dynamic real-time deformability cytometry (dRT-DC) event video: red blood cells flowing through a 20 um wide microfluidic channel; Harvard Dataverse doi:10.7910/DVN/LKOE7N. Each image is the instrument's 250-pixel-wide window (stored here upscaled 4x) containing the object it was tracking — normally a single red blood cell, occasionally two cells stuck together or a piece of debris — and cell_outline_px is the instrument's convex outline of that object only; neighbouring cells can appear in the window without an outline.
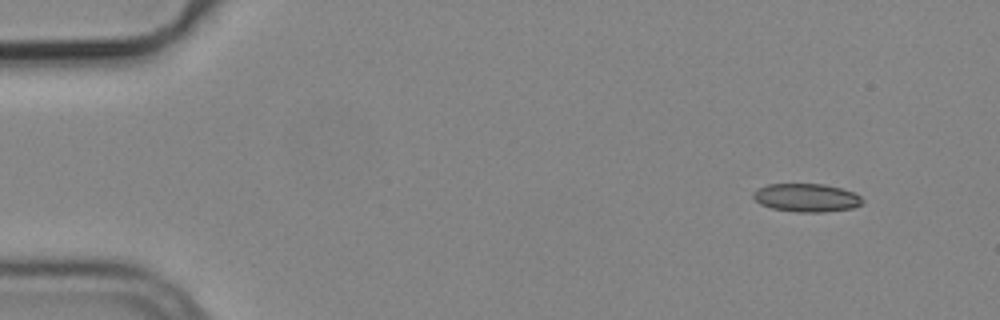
{"species": "common noctule bat (a hibernating species)", "species_latin": "Nyctalus noctula", "temperature_condition": "cold", "stored_images_in_passage": 4, "camera_frame_rate_fps": 3000, "um_per_image_px": 0.085, "animal": {"sex": "male", "body_mass_g": 19.2, "forearm_length_mm": 51.8}, "frame": {"image": 1, "passage_image": 1, "time_ms": 0.0, "image_size_px": [1000, 320], "cell_outline_px": [[864, 200], [860, 204], [852, 208], [820, 212], [796, 212], [772, 208], [760, 204], [752, 196], [752, 192], [768, 184], [824, 184], [840, 188], [852, 192], [860, 196]], "centroid_in_image_um": [68.53, 16.8], "position_along_channel_um": 16.5, "area_um2": 17.8}}
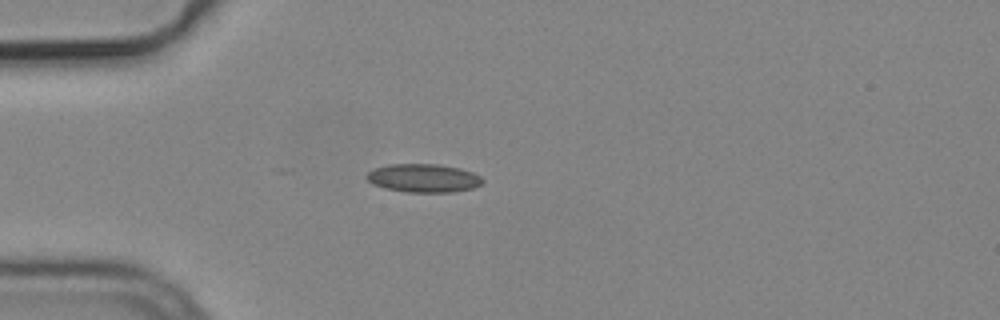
{"frame": {"image": 2, "passage_image": 4, "time_ms": 1.0, "image_size_px": [1000, 320], "cell_outline_px": [[484, 180], [480, 184], [472, 188], [452, 192], [408, 192], [384, 188], [372, 184], [364, 176], [368, 172], [376, 168], [388, 164], [436, 164], [460, 168], [472, 172], [480, 176]], "centroid_in_image_um": [35.97, 15.13], "position_along_channel_um": 49.0, "area_um2": 19.13}}